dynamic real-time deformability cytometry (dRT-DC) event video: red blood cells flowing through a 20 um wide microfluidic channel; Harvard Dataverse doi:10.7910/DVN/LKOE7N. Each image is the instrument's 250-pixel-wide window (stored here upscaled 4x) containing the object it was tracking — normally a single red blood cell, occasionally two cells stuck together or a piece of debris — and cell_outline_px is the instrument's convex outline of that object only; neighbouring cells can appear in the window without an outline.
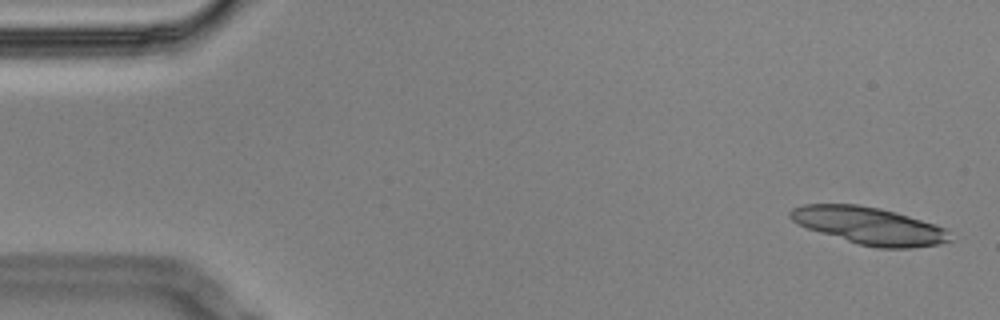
{"species": "Egyptian fruit bat (a non-hibernating species)", "species_latin": "Rousettus aegyptiacus", "temperature_condition": "cold", "stored_images_in_passage": 23, "camera_frame_rate_fps": 3000, "um_per_image_px": 0.085, "animal": {"sex": "male"}, "frame": {"image": 1, "passage_image": 2, "time_ms": 0.333, "image_size_px": [1000, 320], "cell_outline_px": [[952, 240], [940, 244], [908, 248], [880, 248], [860, 244], [820, 232], [808, 228], [792, 220], [788, 216], [788, 212], [792, 208], [804, 204], [856, 204], [880, 208], [896, 212], [936, 224], [948, 228]], "centroid_in_image_um": [73.93, 19.18], "position_along_channel_um": 11.1, "area_um2": 34.56}}